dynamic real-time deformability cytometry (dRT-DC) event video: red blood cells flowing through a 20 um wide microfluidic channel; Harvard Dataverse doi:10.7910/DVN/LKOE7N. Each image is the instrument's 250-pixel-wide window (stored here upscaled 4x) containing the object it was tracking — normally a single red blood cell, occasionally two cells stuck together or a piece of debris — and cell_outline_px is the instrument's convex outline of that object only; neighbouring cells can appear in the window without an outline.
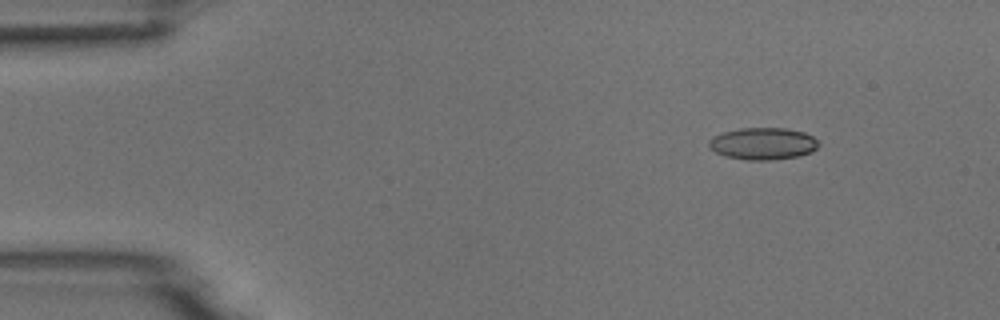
{"species": "common noctule bat (a hibernating species)", "species_latin": "Nyctalus noctula", "temperature_condition": "room temperature", "stored_images_in_passage": 6, "camera_frame_rate_fps": 3000, "um_per_image_px": 0.085, "animal": {"sex": "male", "body_mass_g": 18.8}, "frame": {"image": 1, "passage_image": 2, "time_ms": 0.333, "image_size_px": [1000, 320], "cell_outline_px": [[820, 144], [812, 152], [796, 156], [772, 160], [748, 160], [724, 156], [708, 148], [708, 140], [712, 136], [724, 132], [740, 128], [784, 128], [804, 132], [812, 136]], "centroid_in_image_um": [64.82, 12.21], "position_along_channel_um": 20.2, "area_um2": 20.52}}
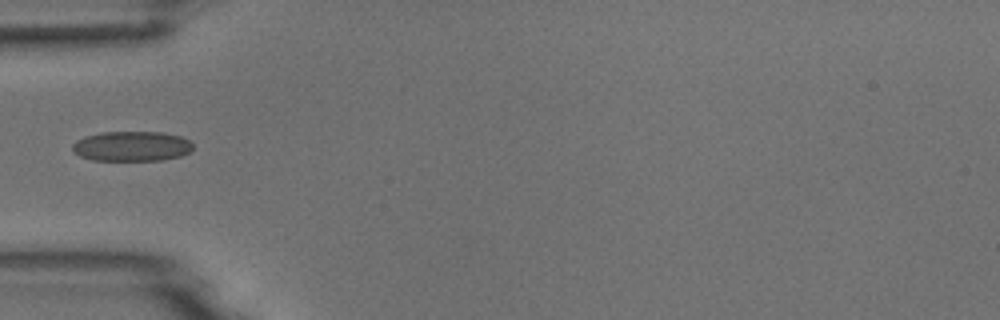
{"frame": {"image": 2, "passage_image": 5, "time_ms": 1.333, "image_size_px": [1000, 320], "cell_outline_px": [[192, 148], [188, 152], [180, 156], [160, 160], [92, 160], [80, 156], [72, 148], [72, 144], [76, 140], [84, 136], [100, 132], [160, 132], [180, 136], [188, 140], [192, 144]], "centroid_in_image_um": [11.16, 12.42], "position_along_channel_um": 73.8, "area_um2": 20.92}}